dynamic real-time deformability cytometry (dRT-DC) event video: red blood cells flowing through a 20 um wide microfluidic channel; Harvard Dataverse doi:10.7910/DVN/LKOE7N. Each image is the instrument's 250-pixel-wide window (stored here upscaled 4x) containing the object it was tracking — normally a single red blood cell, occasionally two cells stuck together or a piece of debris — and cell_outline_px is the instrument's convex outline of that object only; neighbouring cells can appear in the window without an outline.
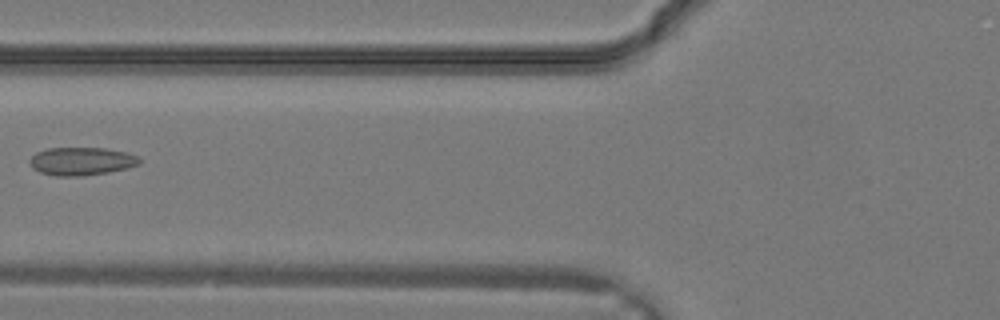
{"species": "common noctule bat (a hibernating species)", "species_latin": "Nyctalus noctula", "temperature_condition": "warm", "stored_images_in_passage": 9, "camera_frame_rate_fps": 3000, "um_per_image_px": 0.085, "animal": {"sex": "male", "body_mass_g": 19.2, "forearm_length_mm": 51.8}, "frame": {"image": 1, "passage_image": 8, "time_ms": 2.333, "image_size_px": [1000, 320], "cell_outline_px": [[140, 164], [128, 168], [108, 172], [84, 176], [56, 176], [40, 172], [32, 168], [28, 160], [36, 152], [48, 148], [104, 148], [124, 152], [136, 156], [140, 160]], "centroid_in_image_um": [6.89, 13.71], "position_along_channel_um": 118.9, "area_um2": 17.92}}